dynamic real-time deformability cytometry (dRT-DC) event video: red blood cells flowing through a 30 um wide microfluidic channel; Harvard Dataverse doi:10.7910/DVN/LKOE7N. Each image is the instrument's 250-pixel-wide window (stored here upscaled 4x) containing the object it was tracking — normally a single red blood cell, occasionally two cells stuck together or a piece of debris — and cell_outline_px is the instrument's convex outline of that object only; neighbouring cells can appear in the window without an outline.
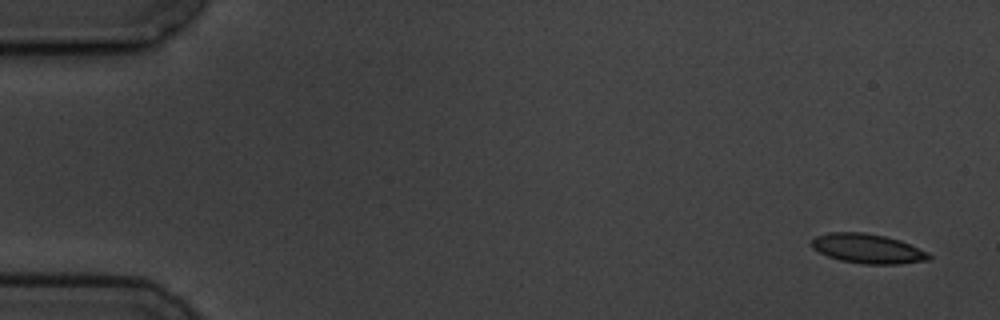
{"species": "common noctule bat (a hibernating species)", "species_latin": "Nyctalus noctula", "temperature_condition": "cold", "stored_images_in_passage": 6, "segment_of_instrument_passage": [1, 2], "camera_frame_rate_fps": 3000, "um_per_image_px": 0.085, "animal": {"sex": "male", "body_mass_g": 19.5, "forearm_length_mm": 54.6}, "frame": {"image": 1, "passage_image": 1, "time_ms": 0.0, "image_size_px": [1000, 320], "cell_outline_px": [[932, 256], [928, 260], [900, 264], [864, 264], [840, 260], [828, 256], [812, 248], [812, 240], [816, 236], [828, 232], [864, 232], [884, 236], [900, 240], [928, 252]], "centroid_in_image_um": [73.76, 21.13], "position_along_channel_um": 11.2, "area_um2": 20.11}}
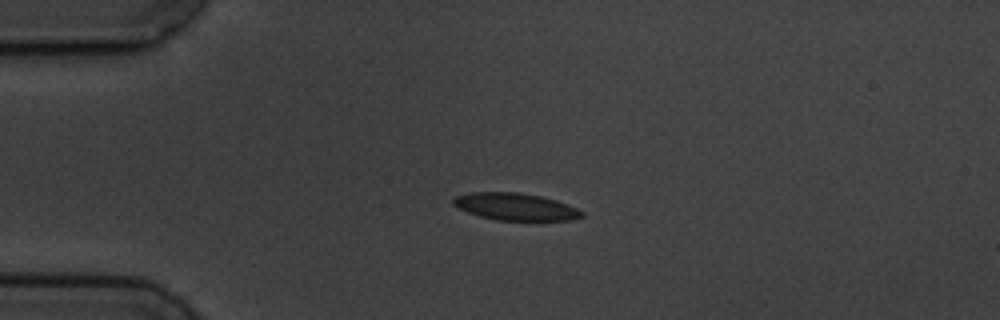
{"frame": {"image": 2, "passage_image": 4, "time_ms": 3.667, "image_size_px": [1000, 320], "cell_outline_px": [[584, 216], [572, 220], [496, 220], [480, 216], [468, 212], [452, 204], [452, 200], [456, 196], [472, 192], [516, 192], [540, 196], [556, 200], [568, 204], [584, 212]], "centroid_in_image_um": [43.83, 17.57], "position_along_channel_um": 41.2, "area_um2": 20.23}}